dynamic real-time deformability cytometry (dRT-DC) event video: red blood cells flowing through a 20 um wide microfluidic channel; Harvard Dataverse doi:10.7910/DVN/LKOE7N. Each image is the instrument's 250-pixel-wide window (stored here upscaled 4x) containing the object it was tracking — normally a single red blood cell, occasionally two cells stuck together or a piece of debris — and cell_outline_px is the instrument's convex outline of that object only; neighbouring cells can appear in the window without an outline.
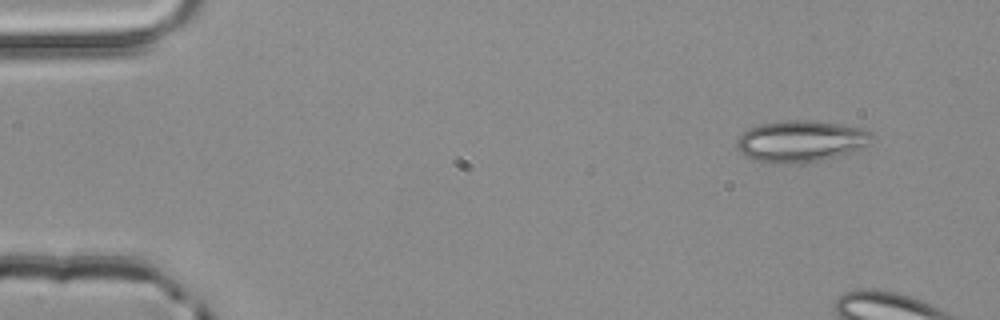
{"species": "common noctule bat (a hibernating species)", "species_latin": "Nyctalus noctula", "temperature_condition": "room temperature", "stored_images_in_passage": 3, "camera_frame_rate_fps": 3000, "um_per_image_px": 0.085, "animal": {"sex": "male", "body_mass_g": 20.4}, "frame": {"image": 1, "passage_image": 1, "time_ms": 0.0, "image_size_px": [1000, 320], "cell_outline_px": [[876, 136], [872, 144], [864, 148], [852, 152], [820, 160], [800, 164], [788, 164], [756, 160], [744, 156], [736, 148], [736, 140], [744, 132], [760, 124], [780, 120], [808, 120], [840, 124], [864, 128], [872, 132]], "centroid_in_image_um": [68.14, 12.0], "position_along_channel_um": 16.9, "area_um2": 33.12}}